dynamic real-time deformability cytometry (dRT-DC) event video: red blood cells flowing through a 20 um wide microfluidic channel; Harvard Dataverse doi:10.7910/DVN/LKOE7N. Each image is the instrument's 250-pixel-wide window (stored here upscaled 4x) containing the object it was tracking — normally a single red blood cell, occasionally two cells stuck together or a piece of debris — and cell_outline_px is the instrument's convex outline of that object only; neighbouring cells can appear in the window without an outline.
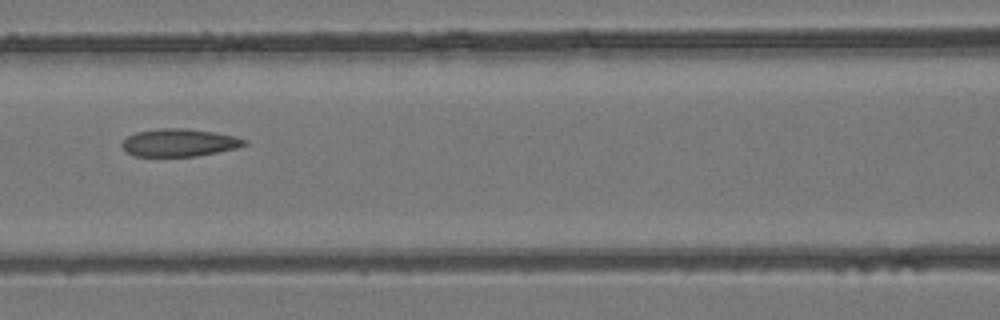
{"species": "common noctule bat (a hibernating species)", "species_latin": "Nyctalus noctula", "temperature_condition": "room temperature", "stored_images_in_passage": 6, "camera_frame_rate_fps": 3000, "um_per_image_px": 0.085, "animal": {"sex": "female", "body_mass_g": 24.6, "forearm_length_mm": 56.2}, "frame": {"image": 1, "passage_image": 5, "time_ms": 1.333, "image_size_px": [1000, 320], "cell_outline_px": [[248, 144], [236, 148], [196, 156], [132, 156], [124, 152], [120, 144], [128, 136], [136, 132], [160, 128], [188, 128], [216, 132], [236, 136], [248, 140]], "centroid_in_image_um": [15.23, 12.12], "position_along_channel_um": 151.4, "area_um2": 20.0}}
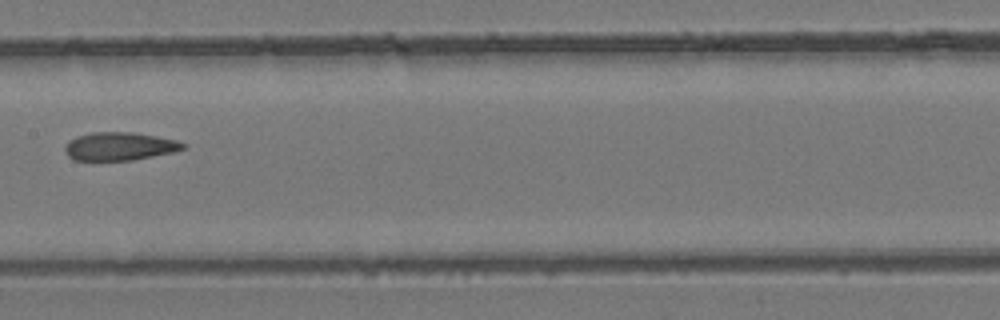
{"frame": {"image": 2, "passage_image": 6, "time_ms": 1.667, "image_size_px": [1000, 320], "cell_outline_px": [[188, 144], [184, 148], [176, 152], [132, 160], [72, 160], [64, 152], [64, 148], [68, 140], [76, 136], [92, 132], [132, 132], [156, 136], [176, 140]], "centroid_in_image_um": [10.15, 12.44], "position_along_channel_um": 197.2, "area_um2": 19.59}}